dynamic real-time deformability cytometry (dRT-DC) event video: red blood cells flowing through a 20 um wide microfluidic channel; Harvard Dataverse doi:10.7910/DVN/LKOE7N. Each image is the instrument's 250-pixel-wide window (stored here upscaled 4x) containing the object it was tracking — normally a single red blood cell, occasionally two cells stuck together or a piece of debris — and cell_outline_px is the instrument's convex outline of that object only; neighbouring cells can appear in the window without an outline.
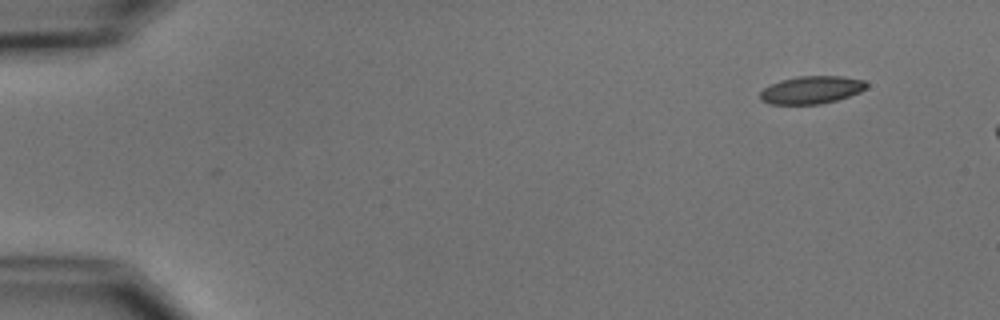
{"species": "common noctule bat (a hibernating species)", "species_latin": "Nyctalus noctula", "temperature_condition": "cold", "stored_images_in_passage": 3, "camera_frame_rate_fps": 3000, "um_per_image_px": 0.085, "animal": {"sex": "male", "body_mass_g": 15.6}, "frame": {"image": 1, "passage_image": 1, "time_ms": 0.0, "image_size_px": [1000, 320], "cell_outline_px": [[868, 84], [860, 92], [836, 100], [820, 104], [768, 104], [760, 100], [760, 92], [764, 88], [780, 80], [796, 76], [840, 76], [864, 80]], "centroid_in_image_um": [68.94, 7.64], "position_along_channel_um": 16.1, "area_um2": 17.11}}